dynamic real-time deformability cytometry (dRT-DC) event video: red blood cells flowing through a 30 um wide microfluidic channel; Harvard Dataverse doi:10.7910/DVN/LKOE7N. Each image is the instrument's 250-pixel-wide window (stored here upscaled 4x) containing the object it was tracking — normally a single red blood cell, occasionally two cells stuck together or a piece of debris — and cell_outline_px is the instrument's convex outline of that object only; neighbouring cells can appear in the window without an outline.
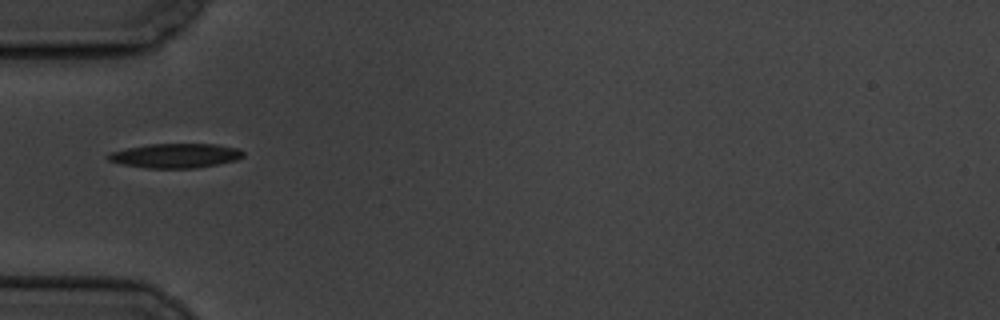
{"species": "common noctule bat (a hibernating species)", "species_latin": "Nyctalus noctula", "temperature_condition": "cold", "stored_images_in_passage": 6, "camera_frame_rate_fps": 3000, "um_per_image_px": 0.085, "animal": {"sex": "male", "body_mass_g": 19.5, "forearm_length_mm": 54.6}, "frame": {"image": 1, "passage_image": 1, "time_ms": 0.0, "image_size_px": [1000, 320], "cell_outline_px": [[244, 156], [236, 160], [196, 168], [148, 168], [120, 164], [108, 160], [108, 156], [112, 152], [128, 148], [148, 144], [216, 144], [240, 148], [244, 152]], "centroid_in_image_um": [14.96, 13.23], "position_along_channel_um": 70.0, "area_um2": 19.13}}
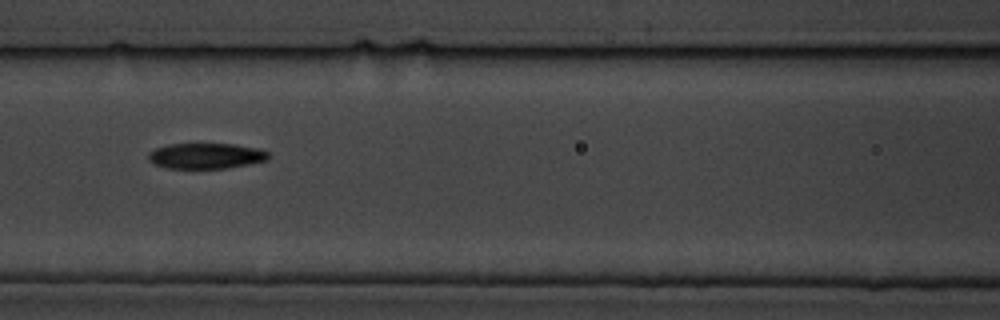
{"frame": {"image": 2, "passage_image": 3, "time_ms": 2.333, "image_size_px": [1000, 320], "cell_outline_px": [[268, 160], [228, 168], [168, 168], [156, 164], [148, 160], [148, 152], [156, 148], [172, 144], [236, 144], [260, 148], [268, 152]], "centroid_in_image_um": [17.53, 13.24], "position_along_channel_um": 149.1, "area_um2": 17.86}}
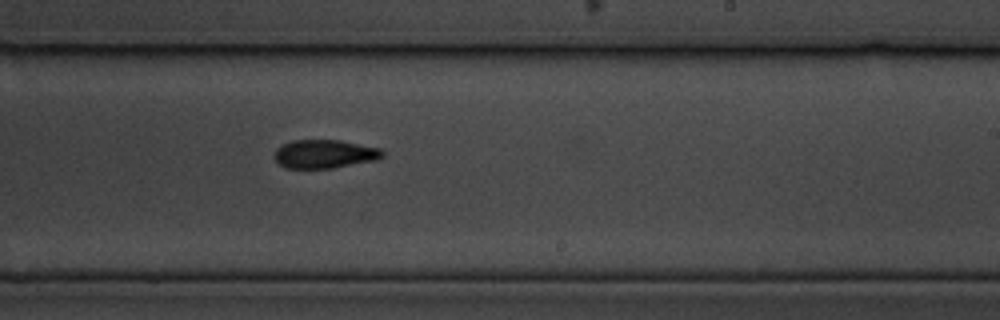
{"frame": {"image": 3, "passage_image": 6, "time_ms": 5.667, "image_size_px": [1000, 320], "cell_outline_px": [[384, 156], [376, 160], [332, 168], [284, 168], [272, 156], [276, 148], [292, 140], [340, 140], [380, 148], [384, 152]], "centroid_in_image_um": [27.57, 13.08], "position_along_channel_um": 261.4, "area_um2": 18.03}}